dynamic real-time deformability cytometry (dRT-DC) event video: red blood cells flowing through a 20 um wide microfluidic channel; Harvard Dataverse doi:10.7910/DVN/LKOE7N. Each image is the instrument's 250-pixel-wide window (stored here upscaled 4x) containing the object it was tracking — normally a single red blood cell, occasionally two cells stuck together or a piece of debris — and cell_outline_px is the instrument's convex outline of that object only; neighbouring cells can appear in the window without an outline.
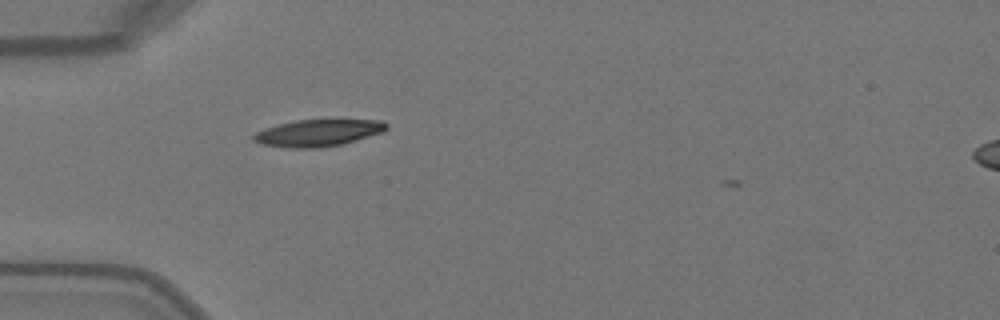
{"species": "Egyptian fruit bat (a non-hibernating species)", "species_latin": "Rousettus aegyptiacus", "temperature_condition": "warm", "stored_images_in_passage": 2, "camera_frame_rate_fps": 3000, "um_per_image_px": 0.085, "animal": {"sex": "female"}, "frame": {"image": 1, "passage_image": 1, "time_ms": 0.0, "image_size_px": [1000, 320], "cell_outline_px": [[388, 128], [384, 132], [356, 140], [340, 144], [320, 148], [292, 148], [264, 144], [252, 140], [252, 136], [256, 132], [264, 128], [296, 120], [380, 120], [388, 124]], "centroid_in_image_um": [27.05, 11.29], "position_along_channel_um": 57.9, "area_um2": 20.63}}